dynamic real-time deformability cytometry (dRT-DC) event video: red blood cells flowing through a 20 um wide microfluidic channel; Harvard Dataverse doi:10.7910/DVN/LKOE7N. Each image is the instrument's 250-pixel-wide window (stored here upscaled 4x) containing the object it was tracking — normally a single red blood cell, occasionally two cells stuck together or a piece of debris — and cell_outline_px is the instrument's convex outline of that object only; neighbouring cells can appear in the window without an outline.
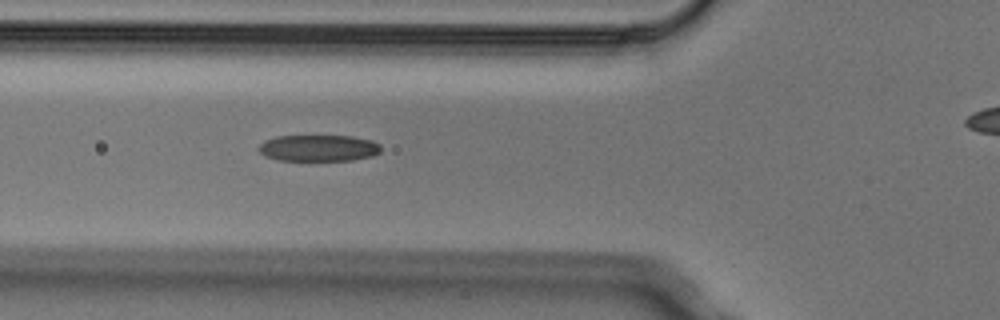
{"species": "Egyptian fruit bat (a non-hibernating species)", "species_latin": "Rousettus aegyptiacus", "temperature_condition": "cold", "stored_images_in_passage": 6, "segment_of_instrument_passage": [1, 2], "camera_frame_rate_fps": 3000, "um_per_image_px": 0.085, "animal": {"sex": "male"}, "frame": {"image": 1, "passage_image": 5, "time_ms": 1.333, "image_size_px": [1000, 320], "cell_outline_px": [[380, 152], [372, 156], [352, 160], [280, 160], [264, 156], [256, 148], [264, 140], [276, 136], [352, 136], [372, 140], [380, 144]], "centroid_in_image_um": [27.06, 12.58], "position_along_channel_um": 98.7, "area_um2": 18.9}}